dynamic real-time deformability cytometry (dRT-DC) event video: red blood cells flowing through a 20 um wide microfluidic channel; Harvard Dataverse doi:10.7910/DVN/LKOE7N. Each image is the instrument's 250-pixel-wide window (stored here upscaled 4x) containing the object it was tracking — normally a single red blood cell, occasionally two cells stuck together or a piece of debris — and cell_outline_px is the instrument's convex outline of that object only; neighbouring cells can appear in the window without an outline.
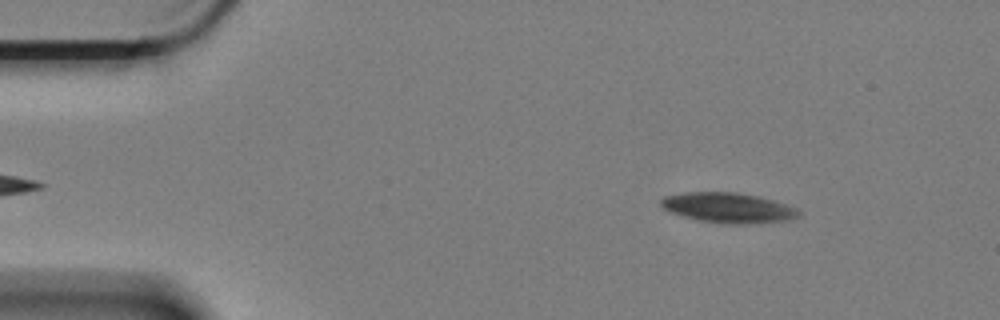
{"species": "Egyptian fruit bat (a non-hibernating species)", "species_latin": "Rousettus aegyptiacus", "temperature_condition": "cold", "stored_images_in_passage": 58, "camera_frame_rate_fps": 3000, "um_per_image_px": 0.085, "animal": {"sex": "female"}, "frame": {"image": 1, "passage_image": 6, "time_ms": 1.667, "image_size_px": [1000, 320], "cell_outline_px": [[800, 216], [788, 220], [740, 224], [728, 224], [700, 220], [668, 212], [660, 204], [660, 200], [664, 196], [684, 192], [736, 192], [760, 196], [796, 208], [800, 212]], "centroid_in_image_um": [61.87, 17.65], "position_along_channel_um": 23.1, "area_um2": 24.04}}
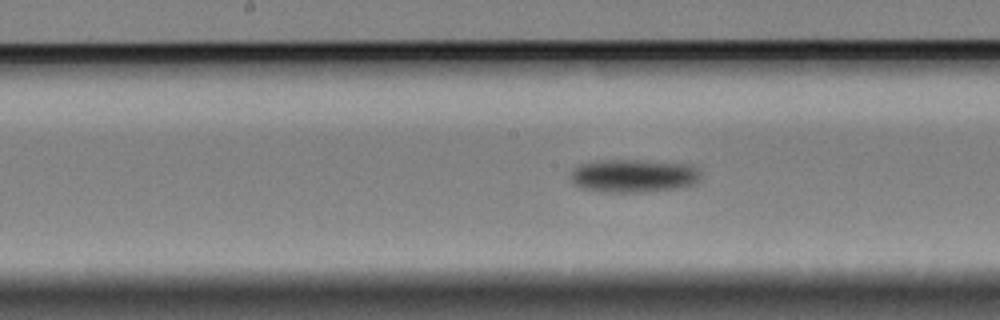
{"frame": {"image": 2, "passage_image": 28, "time_ms": 9.0, "image_size_px": [1000, 320], "cell_outline_px": [[700, 180], [696, 184], [676, 188], [640, 192], [600, 192], [580, 188], [572, 184], [568, 176], [580, 164], [608, 160], [644, 160], [688, 164], [696, 168], [700, 172]], "centroid_in_image_um": [53.83, 14.95], "position_along_channel_um": 194.4, "area_um2": 25.32}}
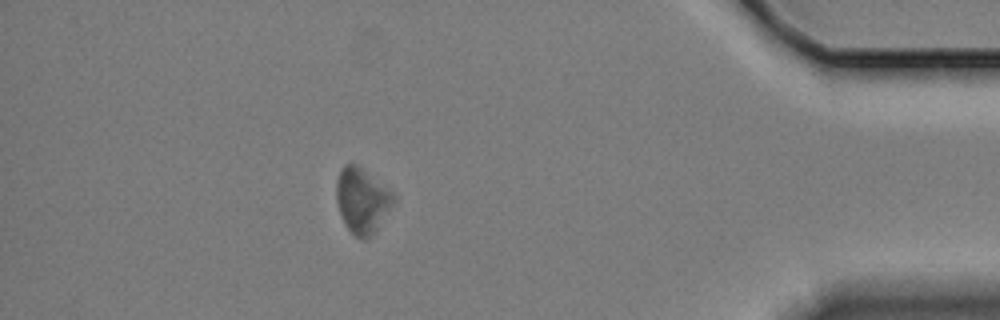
{"frame": {"image": 3, "passage_image": 51, "time_ms": 16.667, "image_size_px": [1000, 320], "cell_outline_px": [[396, 200], [372, 236], [364, 240], [360, 240], [344, 224], [336, 200], [336, 180], [340, 168], [344, 164], [356, 164], [392, 192], [396, 196]], "centroid_in_image_um": [30.76, 17.05], "position_along_channel_um": 404.4, "area_um2": 21.62}, "authors_computed_cell_mechanics": {"area_um2": 23.7269, "velocity_mm_per_s": 3.3112, "shape_relaxation_time_tau1_ms": 1.1005, "shape_relaxation_time_tau2_ms": null, "deformation_change_tau1": 0.0588, "deformation_change_tau2": null}}